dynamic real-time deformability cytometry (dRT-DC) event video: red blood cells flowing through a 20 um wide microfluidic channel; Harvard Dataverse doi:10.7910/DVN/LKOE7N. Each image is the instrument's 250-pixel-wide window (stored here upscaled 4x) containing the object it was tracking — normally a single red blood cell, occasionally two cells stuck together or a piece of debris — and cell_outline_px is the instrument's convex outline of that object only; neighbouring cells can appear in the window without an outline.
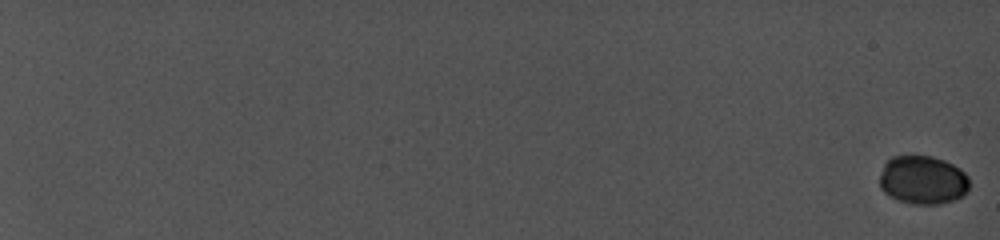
{"species": "common noctule bat (a hibernating species)", "species_latin": "Nyctalus noctula", "temperature_condition": "cold", "stored_images_in_passage": 45, "camera_frame_rate_fps": 5000, "um_per_image_px": 0.085, "animal": {"sex": "female", "body_mass_g": 19.0, "forearm_length_mm": 56.7}, "frame": {"image": 1, "passage_image": 1, "time_ms": 0.0, "image_size_px": [1000, 240], "cell_outline_px": [[968, 192], [952, 200], [940, 204], [912, 204], [896, 200], [884, 192], [880, 188], [880, 176], [884, 164], [892, 156], [932, 156], [944, 160], [960, 168], [968, 176]], "centroid_in_image_um": [78.43, 15.3], "position_along_channel_um": 6.6, "area_um2": 25.43}}
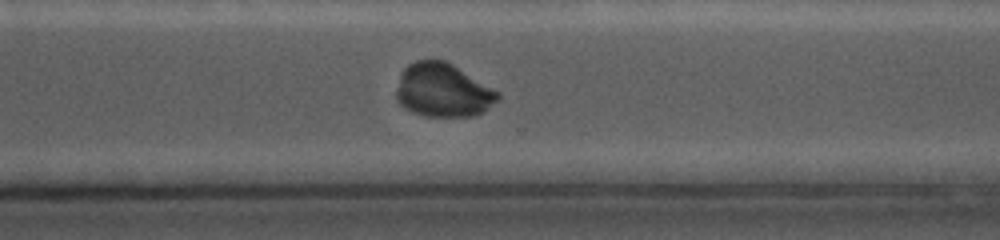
{"frame": {"image": 2, "passage_image": 40, "time_ms": 16.8, "image_size_px": [1000, 240], "cell_outline_px": [[500, 96], [484, 112], [476, 116], [424, 116], [412, 112], [404, 108], [396, 100], [396, 88], [400, 72], [408, 64], [416, 60], [444, 60], [452, 64], [500, 92]], "centroid_in_image_um": [37.62, 7.68], "position_along_channel_um": 333.0, "area_um2": 31.85}}
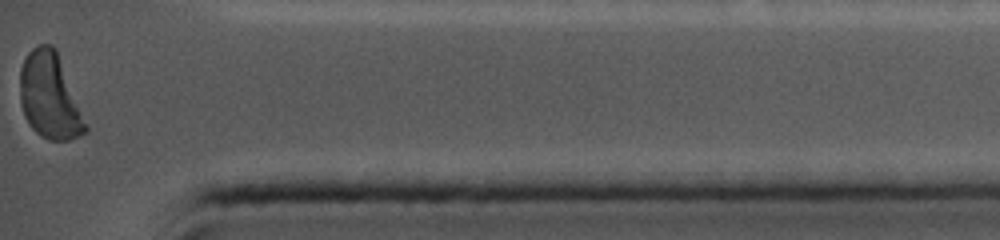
{"frame": {"image": 3, "passage_image": 45, "time_ms": 19.4, "image_size_px": [1000, 240], "cell_outline_px": [[88, 132], [68, 140], [48, 140], [40, 136], [28, 124], [24, 116], [20, 104], [20, 68], [28, 52], [32, 48], [40, 44], [52, 44], [56, 48], [88, 128]], "centroid_in_image_um": [4.2, 8.17], "position_along_channel_um": 431.0, "area_um2": 32.71}, "authors_computed_cell_mechanics": {"area_um2": 29.5358, "velocity_mm_per_s": 3.8975, "shape_relaxation_time_tau1_ms": 4.3819, "shape_relaxation_time_tau2_ms": null, "deformation_change_tau1": 0.2072, "deformation_change_tau2": null}}